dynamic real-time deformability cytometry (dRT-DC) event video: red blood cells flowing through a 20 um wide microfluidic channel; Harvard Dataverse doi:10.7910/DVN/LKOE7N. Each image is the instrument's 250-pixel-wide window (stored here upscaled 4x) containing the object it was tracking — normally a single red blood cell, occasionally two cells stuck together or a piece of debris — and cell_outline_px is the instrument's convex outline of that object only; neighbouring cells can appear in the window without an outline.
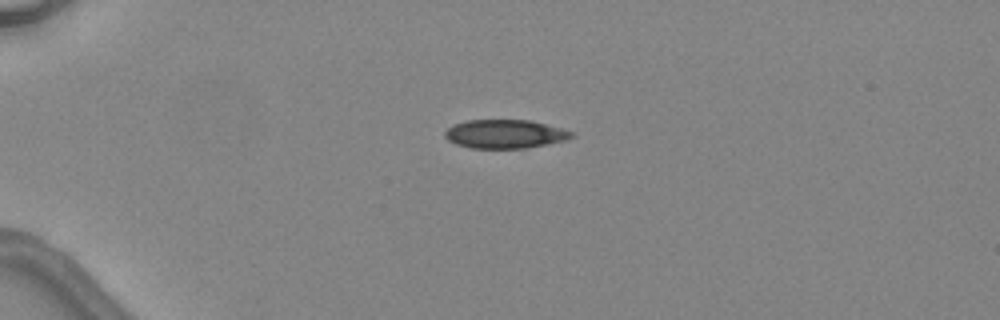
{"species": "common noctule bat (a hibernating species)", "species_latin": "Nyctalus noctula", "temperature_condition": "warm", "stored_images_in_passage": 4, "camera_frame_rate_fps": 3000, "um_per_image_px": 0.085, "animal": {"sex": "female", "body_mass_g": 24.6, "forearm_length_mm": 56.2}, "frame": {"image": 1, "passage_image": 4, "time_ms": 4.333, "image_size_px": [1000, 320], "cell_outline_px": [[576, 132], [568, 140], [528, 148], [468, 148], [456, 144], [448, 140], [444, 136], [444, 132], [452, 124], [468, 120], [528, 120]], "centroid_in_image_um": [42.91, 11.39], "position_along_channel_um": 42.1, "area_um2": 21.27}}